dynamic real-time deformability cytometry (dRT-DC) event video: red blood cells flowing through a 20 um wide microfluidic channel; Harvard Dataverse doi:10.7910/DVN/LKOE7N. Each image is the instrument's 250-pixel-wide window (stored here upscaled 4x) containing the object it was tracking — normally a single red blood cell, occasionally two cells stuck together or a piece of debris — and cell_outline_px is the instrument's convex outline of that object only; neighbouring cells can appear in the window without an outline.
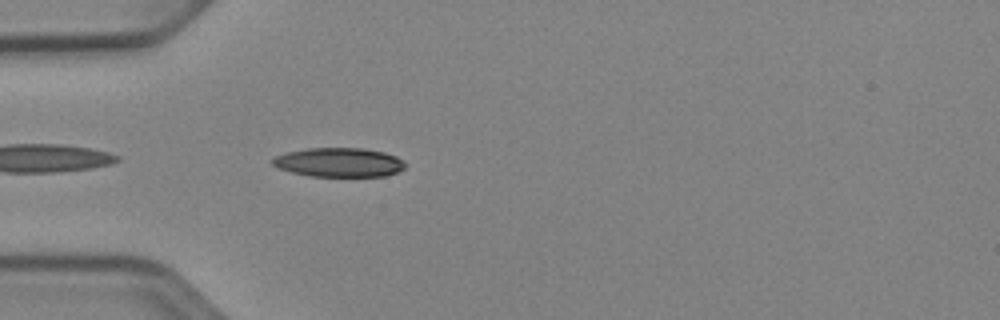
{"species": "Egyptian fruit bat (a non-hibernating species)", "species_latin": "Rousettus aegyptiacus", "temperature_condition": "cold", "stored_images_in_passage": 7, "camera_frame_rate_fps": 3000, "um_per_image_px": 0.085, "animal": {"sex": "female"}, "frame": {"image": 1, "passage_image": 2, "time_ms": 0.333, "image_size_px": [1000, 320], "cell_outline_px": [[404, 168], [396, 172], [384, 176], [308, 176], [292, 172], [280, 168], [272, 164], [272, 156], [288, 152], [308, 148], [364, 148], [384, 152], [396, 156], [404, 164]], "centroid_in_image_um": [28.78, 13.79], "position_along_channel_um": 56.2, "area_um2": 22.37}}